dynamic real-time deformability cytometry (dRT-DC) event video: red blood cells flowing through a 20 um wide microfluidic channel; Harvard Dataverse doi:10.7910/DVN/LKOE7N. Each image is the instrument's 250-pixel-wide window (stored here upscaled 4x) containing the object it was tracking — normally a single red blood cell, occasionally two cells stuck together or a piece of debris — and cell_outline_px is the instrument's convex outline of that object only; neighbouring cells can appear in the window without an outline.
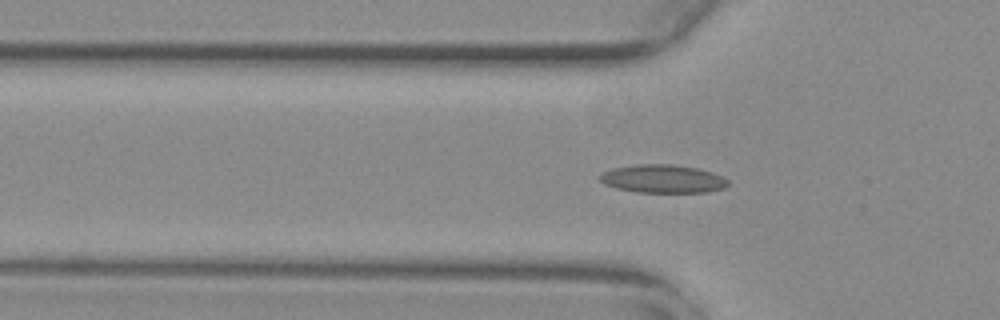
{"species": "common noctule bat (a hibernating species)", "species_latin": "Nyctalus noctula", "temperature_condition": "warm", "stored_images_in_passage": 57, "camera_frame_rate_fps": 3000, "um_per_image_px": 0.085, "animal": {"sex": "female", "body_mass_g": 29.2, "forearm_length_mm": 56.3}, "frame": {"image": 1, "passage_image": 19, "time_ms": 6.0, "image_size_px": [1000, 320], "cell_outline_px": [[728, 184], [724, 188], [704, 192], [636, 192], [616, 188], [604, 184], [600, 180], [600, 176], [604, 172], [612, 168], [636, 164], [672, 164], [696, 168], [712, 172], [728, 180]], "centroid_in_image_um": [56.32, 15.2], "position_along_channel_um": 69.5, "area_um2": 20.92}}
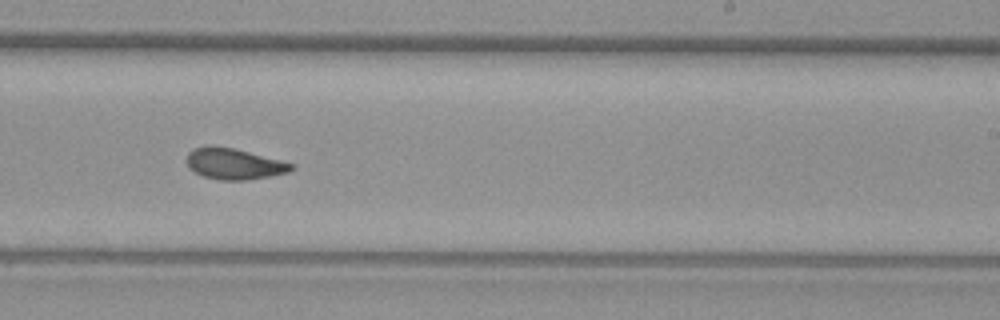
{"frame": {"image": 2, "passage_image": 35, "time_ms": 11.333, "image_size_px": [1000, 320], "cell_outline_px": [[296, 168], [288, 172], [268, 176], [244, 180], [220, 180], [204, 176], [188, 168], [188, 152], [192, 148], [208, 144], [212, 144], [232, 148], [296, 164]], "centroid_in_image_um": [19.88, 13.91], "position_along_channel_um": 269.1, "area_um2": 18.9}}
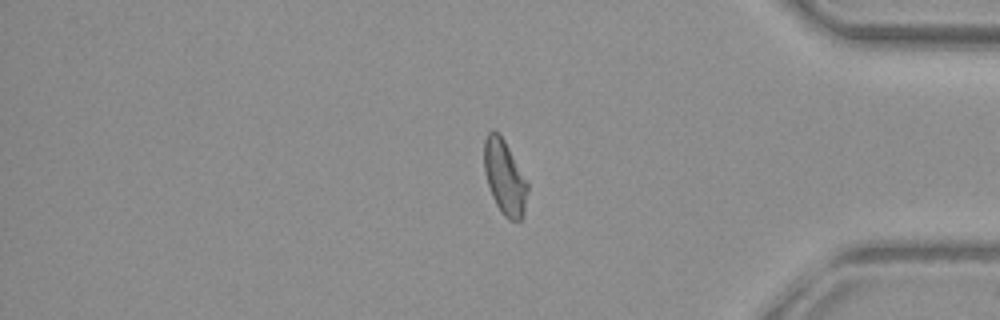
{"frame": {"image": 3, "passage_image": 47, "time_ms": 15.333, "image_size_px": [1000, 320], "cell_outline_px": [[528, 192], [524, 216], [520, 220], [508, 220], [504, 216], [496, 204], [492, 196], [484, 172], [484, 140], [488, 132], [492, 128], [504, 140], [528, 184]], "centroid_in_image_um": [42.89, 15.1], "position_along_channel_um": 392.3, "area_um2": 18.73}, "authors_computed_cell_mechanics": {"area_um2": 18.9006, "velocity_mm_per_s": 3.7402, "shape_relaxation_time_tau1_ms": 7.3573, "shape_relaxation_time_tau2_ms": 2.1561, "deformation_change_tau1": 0.1842, "deformation_change_tau2": 0.0879}}